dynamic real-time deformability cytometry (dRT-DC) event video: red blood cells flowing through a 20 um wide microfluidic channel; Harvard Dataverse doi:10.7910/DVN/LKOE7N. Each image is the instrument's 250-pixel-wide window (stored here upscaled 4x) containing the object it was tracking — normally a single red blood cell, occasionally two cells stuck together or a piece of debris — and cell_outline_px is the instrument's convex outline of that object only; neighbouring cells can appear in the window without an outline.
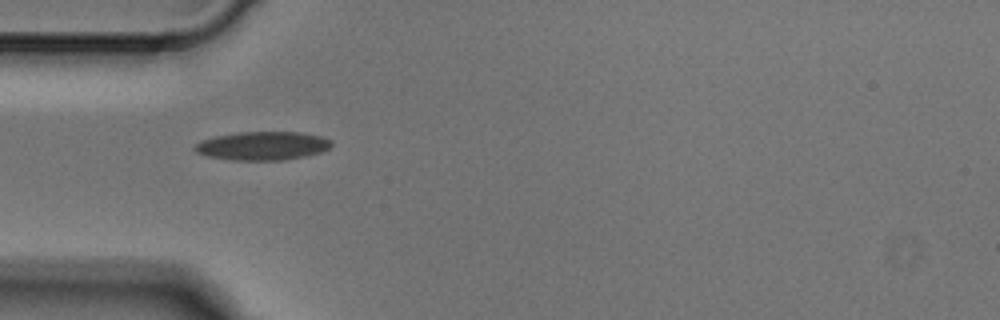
{"species": "Egyptian fruit bat (a non-hibernating species)", "species_latin": "Rousettus aegyptiacus", "temperature_condition": "cold", "stored_images_in_passage": 4, "camera_frame_rate_fps": 3000, "um_per_image_px": 0.085, "animal": {"sex": "male"}, "frame": {"image": 1, "passage_image": 1, "time_ms": 0.0, "image_size_px": [1000, 320], "cell_outline_px": [[332, 144], [328, 148], [320, 152], [304, 156], [280, 160], [228, 160], [208, 156], [196, 152], [192, 148], [200, 140], [212, 136], [236, 132], [300, 132], [324, 136], [332, 140]], "centroid_in_image_um": [22.28, 12.38], "position_along_channel_um": 62.7, "area_um2": 22.95}}
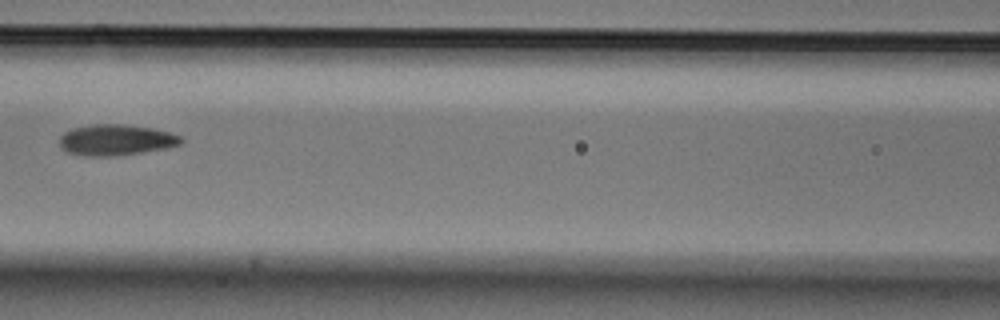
{"frame": {"image": 2, "passage_image": 3, "time_ms": 0.667, "image_size_px": [1000, 320], "cell_outline_px": [[184, 140], [180, 144], [168, 148], [116, 156], [84, 156], [68, 152], [60, 148], [60, 136], [64, 132], [72, 128], [92, 124], [124, 124], [152, 128], [168, 132], [180, 136]], "centroid_in_image_um": [9.84, 11.9], "position_along_channel_um": 156.8, "area_um2": 22.02}}
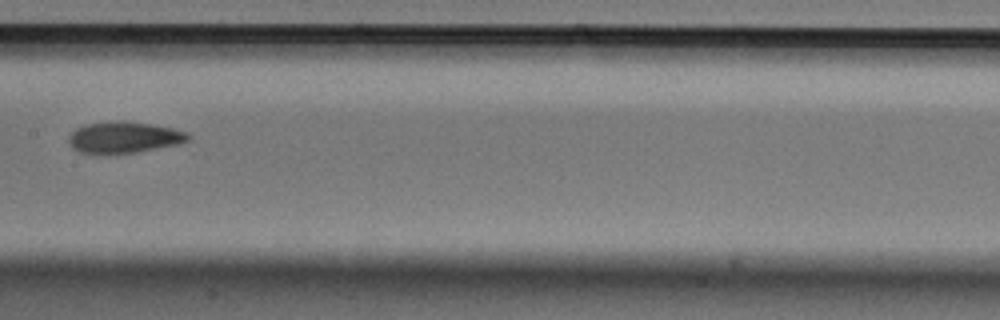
{"frame": {"image": 3, "passage_image": 4, "time_ms": 1.0, "image_size_px": [1000, 320], "cell_outline_px": [[192, 136], [188, 140], [176, 144], [136, 152], [104, 156], [92, 156], [80, 152], [72, 148], [68, 144], [68, 136], [76, 128], [88, 124], [120, 120], [124, 120], [172, 128], [188, 132]], "centroid_in_image_um": [10.46, 11.71], "position_along_channel_um": 196.9, "area_um2": 22.31}}